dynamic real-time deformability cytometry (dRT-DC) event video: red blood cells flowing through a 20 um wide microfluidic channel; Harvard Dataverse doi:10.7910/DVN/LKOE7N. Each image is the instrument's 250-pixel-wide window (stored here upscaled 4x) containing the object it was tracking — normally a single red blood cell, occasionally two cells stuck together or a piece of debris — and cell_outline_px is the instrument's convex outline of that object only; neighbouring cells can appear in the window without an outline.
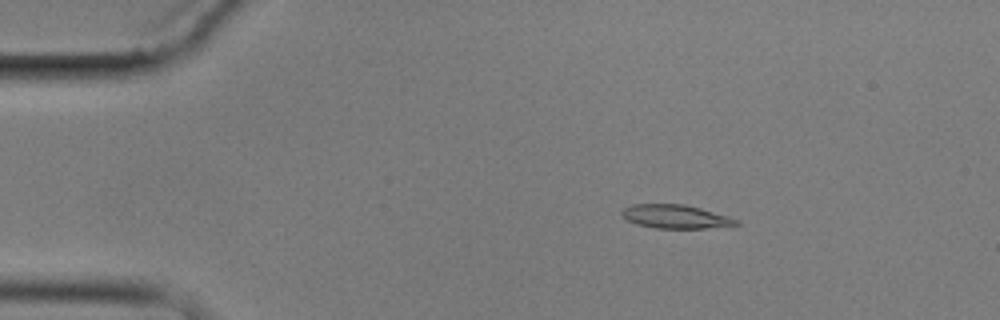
{"species": "common noctule bat (a hibernating species)", "species_latin": "Nyctalus noctula", "temperature_condition": "cold", "stored_images_in_passage": 5, "camera_frame_rate_fps": 3000, "um_per_image_px": 0.085, "animal": {"sex": "male", "body_mass_g": 17.9}, "frame": {"image": 1, "passage_image": 3, "time_ms": 2.333, "image_size_px": [1000, 320], "cell_outline_px": [[740, 224], [704, 228], [656, 228], [636, 224], [620, 216], [620, 212], [624, 208], [632, 204], [684, 204], [700, 208], [728, 216], [740, 220]], "centroid_in_image_um": [57.39, 18.4], "position_along_channel_um": 27.6, "area_um2": 15.72}}